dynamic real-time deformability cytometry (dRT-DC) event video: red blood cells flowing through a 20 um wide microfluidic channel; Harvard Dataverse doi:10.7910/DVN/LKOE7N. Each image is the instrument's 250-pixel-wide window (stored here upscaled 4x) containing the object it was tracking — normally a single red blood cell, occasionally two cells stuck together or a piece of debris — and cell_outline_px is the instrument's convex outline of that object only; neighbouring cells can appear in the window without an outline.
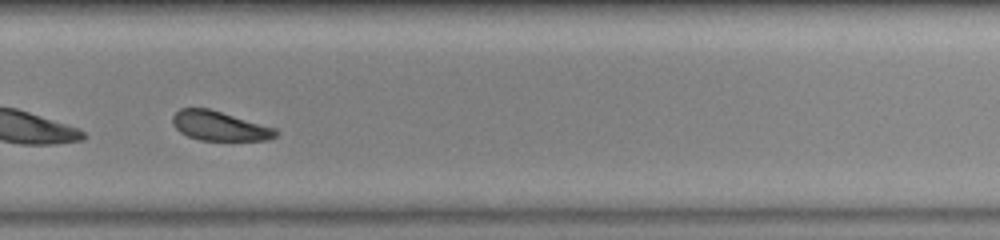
{"species": "common noctule bat (a hibernating species)", "species_latin": "Nyctalus noctula", "temperature_condition": "warm", "stored_images_in_passage": 34, "camera_frame_rate_fps": 3000, "um_per_image_px": 0.085, "animal": {"sex": "female", "body_mass_g": 23.0, "forearm_length_mm": 53.4}, "frame": {"image": 1, "passage_image": 25, "time_ms": 8.0, "image_size_px": [1000, 240], "cell_outline_px": [[280, 132], [276, 136], [268, 140], [200, 140], [188, 136], [180, 132], [172, 124], [172, 116], [180, 108], [208, 108], [276, 128]], "centroid_in_image_um": [18.66, 10.71], "position_along_channel_um": 311.1, "area_um2": 17.69}, "authors_computed_cell_mechanics": {"area_um2": 18.8717, "velocity_mm_per_s": 3.7961, "shape_relaxation_time_tau1_ms": 1.7759, "shape_relaxation_time_tau2_ms": 11.0856, "deformation_change_tau1": 0.1044, "deformation_change_tau2": 0.1737}}